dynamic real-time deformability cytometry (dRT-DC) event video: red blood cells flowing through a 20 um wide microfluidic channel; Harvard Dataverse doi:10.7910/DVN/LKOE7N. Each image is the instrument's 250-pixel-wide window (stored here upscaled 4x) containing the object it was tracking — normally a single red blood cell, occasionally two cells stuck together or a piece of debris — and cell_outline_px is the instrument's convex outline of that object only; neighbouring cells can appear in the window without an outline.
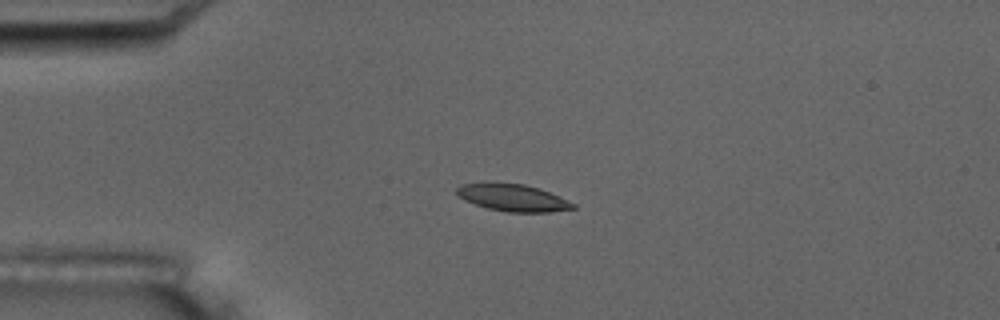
{"species": "common noctule bat (a hibernating species)", "species_latin": "Nyctalus noctula", "temperature_condition": "room temperature", "stored_images_in_passage": 2, "camera_frame_rate_fps": 3000, "um_per_image_px": 0.085, "animal": {"sex": "male", "body_mass_g": 17.5, "forearm_length_mm": 52.3}, "frame": {"image": 1, "passage_image": 2, "time_ms": 2.0, "image_size_px": [1000, 320], "cell_outline_px": [[576, 208], [548, 212], [508, 212], [488, 208], [464, 200], [456, 192], [456, 188], [460, 184], [484, 180], [488, 180], [524, 184], [540, 188], [576, 204]], "centroid_in_image_um": [43.53, 16.75], "position_along_channel_um": 41.5, "area_um2": 18.84}}